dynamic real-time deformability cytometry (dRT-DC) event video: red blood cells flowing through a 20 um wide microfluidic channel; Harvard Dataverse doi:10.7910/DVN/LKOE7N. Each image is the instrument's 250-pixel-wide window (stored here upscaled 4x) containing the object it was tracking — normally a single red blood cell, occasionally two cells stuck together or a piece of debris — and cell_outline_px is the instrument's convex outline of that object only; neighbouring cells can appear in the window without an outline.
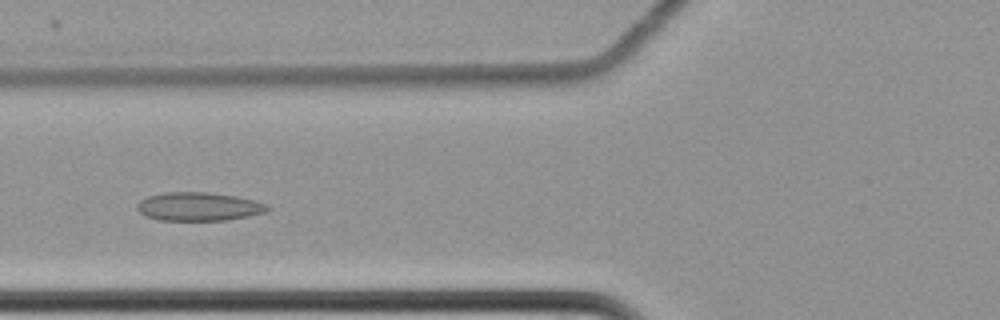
{"species": "common noctule bat (a hibernating species)", "species_latin": "Nyctalus noctula", "temperature_condition": "cold", "stored_images_in_passage": 58, "camera_frame_rate_fps": 3000, "um_per_image_px": 0.085, "animal": {"sex": "female", "body_mass_g": 22.7, "forearm_length_mm": 54.2}, "frame": {"image": 1, "passage_image": 22, "time_ms": 7.0, "image_size_px": [1000, 320], "cell_outline_px": [[268, 208], [264, 212], [248, 216], [224, 220], [160, 220], [148, 216], [140, 212], [136, 208], [136, 204], [140, 200], [148, 196], [164, 192], [208, 192], [236, 196], [268, 204]], "centroid_in_image_um": [16.85, 17.55], "position_along_channel_um": 108.9, "area_um2": 21.44}}
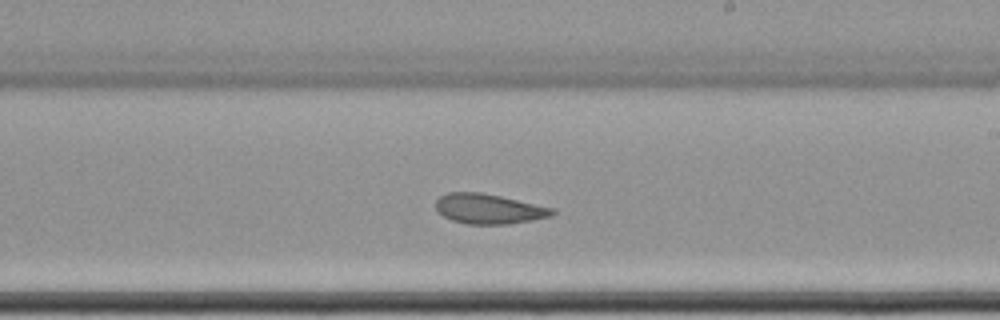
{"frame": {"image": 2, "passage_image": 34, "time_ms": 11.0, "image_size_px": [1000, 320], "cell_outline_px": [[556, 212], [552, 216], [532, 220], [508, 224], [468, 224], [452, 220], [444, 216], [436, 208], [436, 200], [440, 196], [448, 192], [480, 192], [500, 196], [556, 208]], "centroid_in_image_um": [41.59, 17.75], "position_along_channel_um": 247.4, "area_um2": 20.35}}
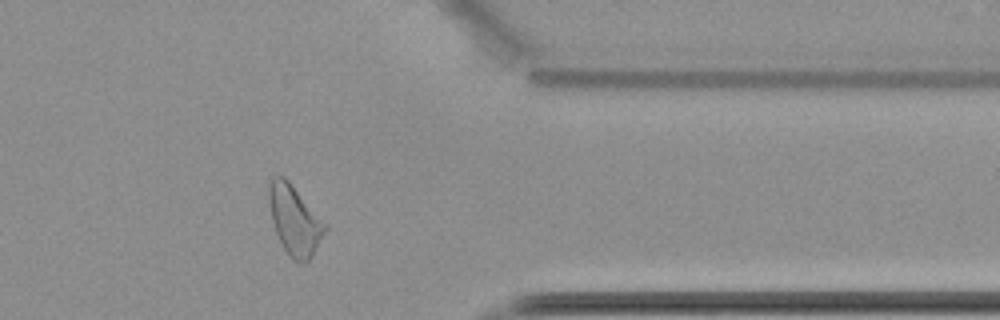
{"frame": {"image": 3, "passage_image": 47, "time_ms": 15.333, "image_size_px": [1000, 320], "cell_outline_px": [[328, 228], [312, 256], [304, 264], [300, 264], [292, 260], [288, 256], [276, 232], [272, 220], [268, 200], [268, 188], [272, 180], [276, 176], [284, 176], [288, 180], [328, 224]], "centroid_in_image_um": [25.07, 18.74], "position_along_channel_um": 386.3, "area_um2": 22.83}, "authors_computed_cell_mechanics": {"area_um2": 22.6287, "velocity_mm_per_s": 3.4674, "shape_relaxation_time_tau1_ms": null, "shape_relaxation_time_tau2_ms": 3.8685, "deformation_change_tau1": null, "deformation_change_tau2": 0.1058}}